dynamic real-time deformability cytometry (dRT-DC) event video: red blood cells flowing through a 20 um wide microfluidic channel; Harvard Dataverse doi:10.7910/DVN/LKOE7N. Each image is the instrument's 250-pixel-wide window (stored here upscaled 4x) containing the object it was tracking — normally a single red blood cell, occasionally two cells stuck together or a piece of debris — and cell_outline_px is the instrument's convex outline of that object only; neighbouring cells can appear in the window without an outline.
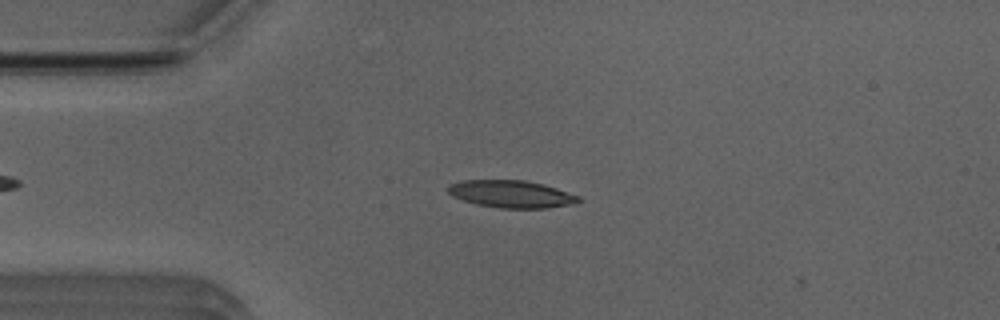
{"species": "Egyptian fruit bat (a non-hibernating species)", "species_latin": "Rousettus aegyptiacus", "temperature_condition": "room temperature", "stored_images_in_passage": 5, "camera_frame_rate_fps": 3000, "um_per_image_px": 0.085, "animal": {"sex": "male"}, "frame": {"image": 1, "passage_image": 4, "time_ms": 1.0, "image_size_px": [1000, 320], "cell_outline_px": [[584, 200], [572, 204], [544, 208], [500, 208], [476, 204], [452, 196], [448, 192], [448, 184], [464, 180], [524, 180], [544, 184], [580, 196]], "centroid_in_image_um": [43.48, 16.49], "position_along_channel_um": 41.5, "area_um2": 20.81}}